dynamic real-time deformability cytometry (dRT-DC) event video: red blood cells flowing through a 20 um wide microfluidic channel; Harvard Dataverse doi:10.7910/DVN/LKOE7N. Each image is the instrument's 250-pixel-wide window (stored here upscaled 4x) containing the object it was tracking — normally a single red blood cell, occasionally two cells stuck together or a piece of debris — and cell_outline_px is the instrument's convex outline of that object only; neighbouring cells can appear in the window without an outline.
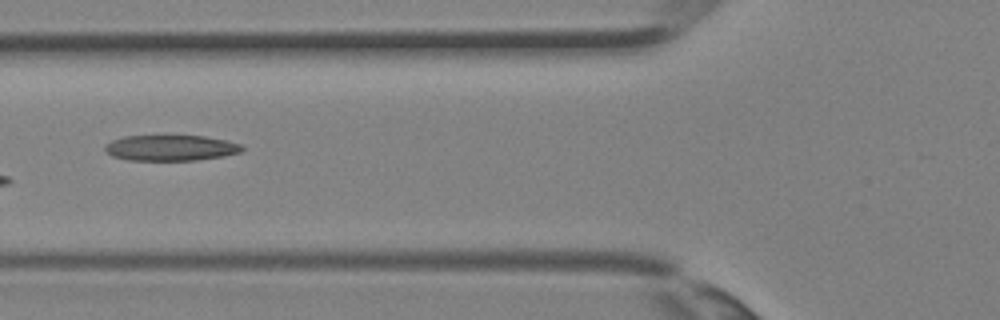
{"species": "Egyptian fruit bat (a non-hibernating species)", "species_latin": "Rousettus aegyptiacus", "temperature_condition": "room temperature", "stored_images_in_passage": 3, "camera_frame_rate_fps": 3000, "um_per_image_px": 0.085, "animal": {"sex": "female"}, "frame": {"image": 1, "passage_image": 3, "time_ms": 0.667, "image_size_px": [1000, 320], "cell_outline_px": [[244, 148], [240, 152], [224, 156], [196, 160], [128, 160], [112, 156], [104, 148], [104, 144], [112, 140], [124, 136], [204, 136], [228, 140], [244, 144]], "centroid_in_image_um": [14.54, 12.56], "position_along_channel_um": 111.3, "area_um2": 20.63}}